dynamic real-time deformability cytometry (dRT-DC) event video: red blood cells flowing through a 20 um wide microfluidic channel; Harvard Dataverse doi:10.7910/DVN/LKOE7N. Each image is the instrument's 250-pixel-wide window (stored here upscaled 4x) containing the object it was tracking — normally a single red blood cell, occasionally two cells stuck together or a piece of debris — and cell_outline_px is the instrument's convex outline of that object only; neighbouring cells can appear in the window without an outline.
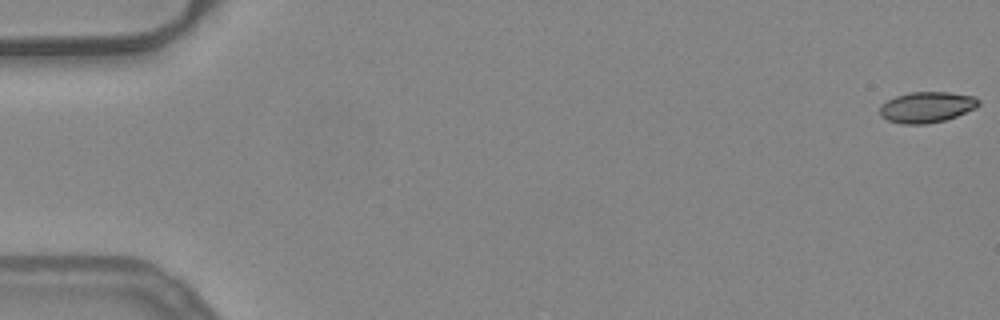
{"species": "common noctule bat (a hibernating species)", "species_latin": "Nyctalus noctula", "temperature_condition": "warm", "stored_images_in_passage": 13, "camera_frame_rate_fps": 3000, "um_per_image_px": 0.085, "animal": {"sex": "female", "body_mass_g": 24.6, "forearm_length_mm": 56.2}, "frame": {"image": 1, "passage_image": 1, "time_ms": 0.0, "image_size_px": [1000, 320], "cell_outline_px": [[980, 104], [976, 108], [956, 116], [944, 120], [924, 124], [904, 124], [888, 120], [880, 116], [880, 108], [888, 100], [896, 96], [908, 92], [948, 92], [972, 96], [980, 100]], "centroid_in_image_um": [78.78, 9.1], "position_along_channel_um": 6.2, "area_um2": 17.57}}